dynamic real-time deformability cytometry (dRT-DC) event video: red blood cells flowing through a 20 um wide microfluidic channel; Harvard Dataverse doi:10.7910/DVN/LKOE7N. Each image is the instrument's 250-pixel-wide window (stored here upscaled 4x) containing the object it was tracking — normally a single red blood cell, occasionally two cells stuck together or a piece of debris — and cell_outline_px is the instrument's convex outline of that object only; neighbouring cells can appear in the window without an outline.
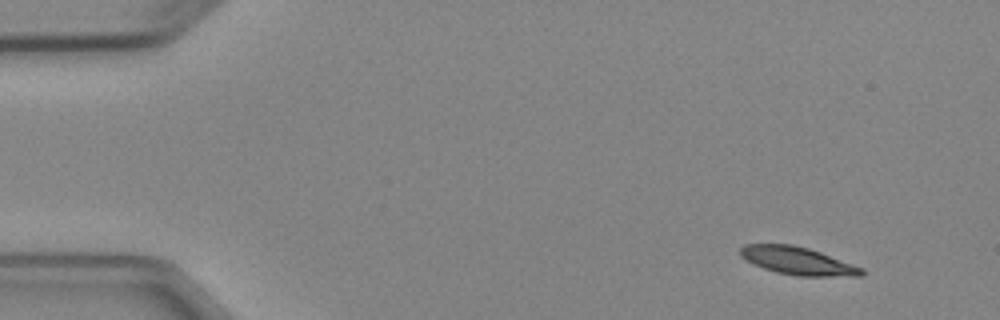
{"species": "Egyptian fruit bat (a non-hibernating species)", "species_latin": "Rousettus aegyptiacus", "temperature_condition": "cold", "stored_images_in_passage": 4, "camera_frame_rate_fps": 3000, "um_per_image_px": 0.085, "animal": {"sex": "female"}, "frame": {"image": 1, "passage_image": 1, "time_ms": 0.0, "image_size_px": [1000, 320], "cell_outline_px": [[864, 276], [796, 276], [776, 272], [752, 264], [740, 256], [740, 248], [744, 244], [792, 244], [808, 248], [820, 252], [864, 268]], "centroid_in_image_um": [67.8, 22.17], "position_along_channel_um": 17.2, "area_um2": 19.71}}
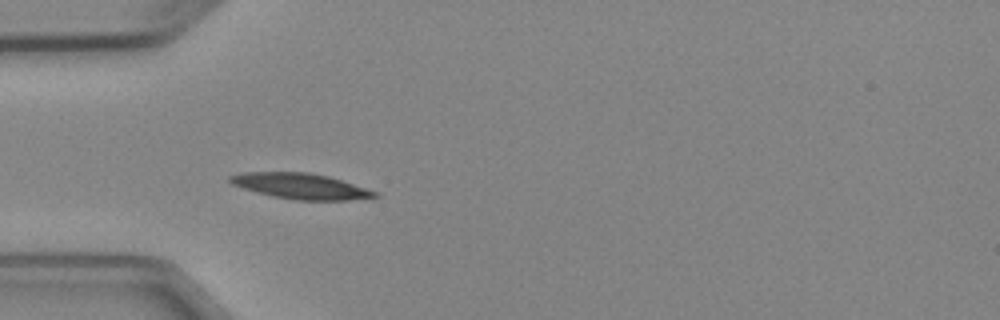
{"frame": {"image": 2, "passage_image": 4, "time_ms": 3.667, "image_size_px": [1000, 320], "cell_outline_px": [[380, 196], [348, 200], [296, 200], [272, 196], [256, 192], [232, 184], [228, 180], [228, 176], [244, 172], [308, 172], [328, 176], [380, 192]], "centroid_in_image_um": [25.57, 15.82], "position_along_channel_um": 59.4, "area_um2": 21.62}}